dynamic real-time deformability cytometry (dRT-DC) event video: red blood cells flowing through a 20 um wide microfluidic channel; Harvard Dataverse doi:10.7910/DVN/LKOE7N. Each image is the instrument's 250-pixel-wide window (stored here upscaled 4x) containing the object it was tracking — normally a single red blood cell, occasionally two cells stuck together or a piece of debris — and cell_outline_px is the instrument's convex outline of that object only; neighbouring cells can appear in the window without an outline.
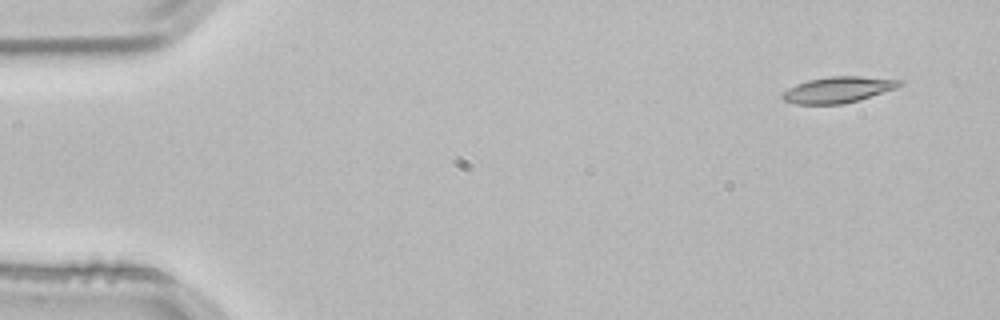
{"species": "common noctule bat (a hibernating species)", "species_latin": "Nyctalus noctula", "temperature_condition": "room temperature", "stored_images_in_passage": 4, "segment_of_instrument_passage": [1, 2], "camera_frame_rate_fps": 3000, "um_per_image_px": 0.085, "animal": {"sex": "male", "body_mass_g": 21.5, "forearm_length_mm": 52.0}, "frame": {"image": 1, "passage_image": 1, "time_ms": 0.0, "image_size_px": [1000, 320], "cell_outline_px": [[904, 84], [896, 88], [844, 104], [796, 104], [784, 100], [780, 96], [788, 88], [796, 84], [808, 80], [828, 76], [860, 76], [904, 80]], "centroid_in_image_um": [71.24, 7.61], "position_along_channel_um": 13.8, "area_um2": 17.74}}
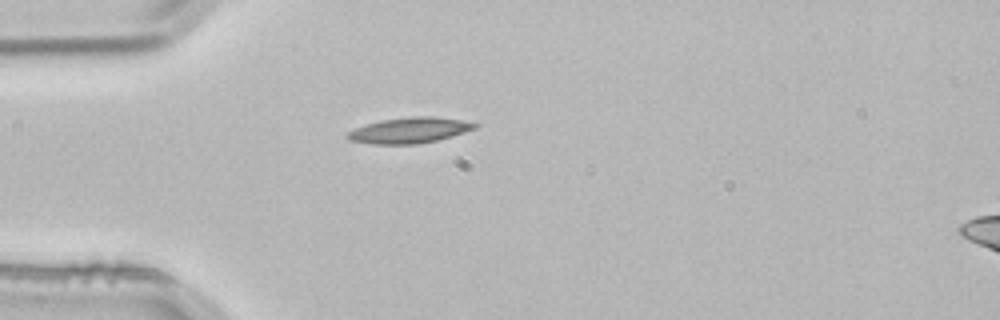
{"frame": {"image": 2, "passage_image": 3, "time_ms": 0.667, "image_size_px": [1000, 320], "cell_outline_px": [[480, 124], [476, 128], [452, 136], [436, 140], [416, 144], [372, 144], [348, 140], [344, 136], [348, 132], [364, 124], [380, 120], [412, 116], [436, 116], [460, 120]], "centroid_in_image_um": [34.77, 11.07], "position_along_channel_um": 50.2, "area_um2": 19.13}}